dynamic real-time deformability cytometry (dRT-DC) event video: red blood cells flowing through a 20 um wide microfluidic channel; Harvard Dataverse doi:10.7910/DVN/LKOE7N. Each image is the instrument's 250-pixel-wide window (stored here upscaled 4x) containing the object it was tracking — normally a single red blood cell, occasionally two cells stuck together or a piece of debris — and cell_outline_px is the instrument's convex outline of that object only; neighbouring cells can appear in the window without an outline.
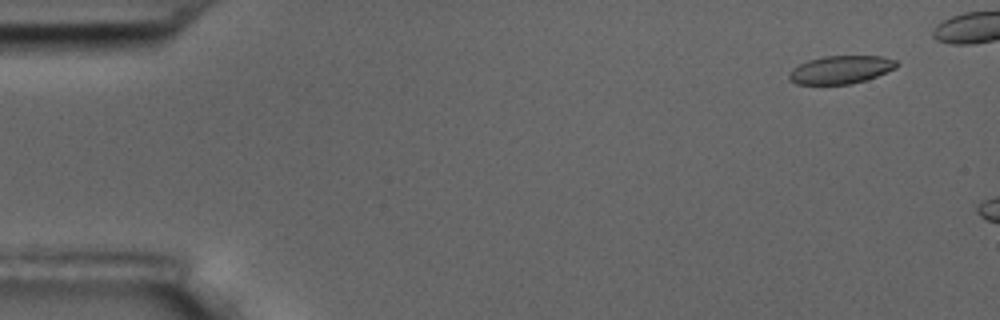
{"species": "common noctule bat (a hibernating species)", "species_latin": "Nyctalus noctula", "temperature_condition": "room temperature", "stored_images_in_passage": 3, "camera_frame_rate_fps": 3000, "um_per_image_px": 0.085, "animal": {"sex": "male", "body_mass_g": 17.5, "forearm_length_mm": 52.3}, "frame": {"image": 1, "passage_image": 2, "time_ms": 1.0, "image_size_px": [1000, 320], "cell_outline_px": [[900, 64], [896, 68], [876, 76], [852, 84], [796, 84], [788, 80], [788, 72], [792, 68], [808, 60], [824, 56], [884, 56], [896, 60]], "centroid_in_image_um": [71.45, 5.92], "position_along_channel_um": 13.5, "area_um2": 17.69}}